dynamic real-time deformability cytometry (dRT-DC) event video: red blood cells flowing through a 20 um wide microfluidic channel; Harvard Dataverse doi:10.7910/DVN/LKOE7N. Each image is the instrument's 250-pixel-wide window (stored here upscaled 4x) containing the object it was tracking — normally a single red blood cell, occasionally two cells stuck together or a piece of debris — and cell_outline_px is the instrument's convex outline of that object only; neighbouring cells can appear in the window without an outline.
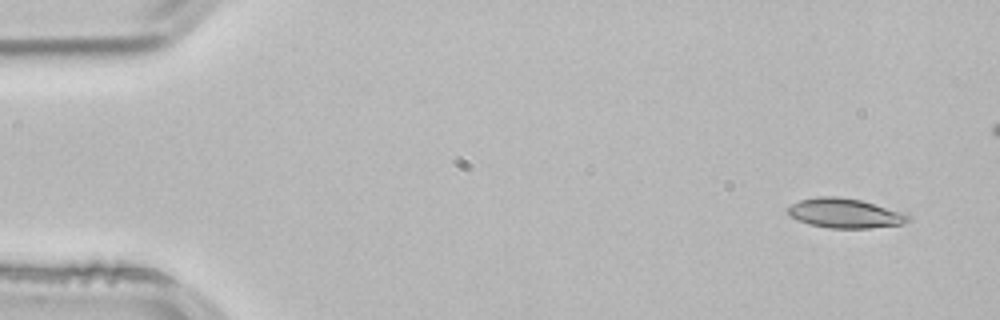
{"species": "common noctule bat (a hibernating species)", "species_latin": "Nyctalus noctula", "temperature_condition": "room temperature", "stored_images_in_passage": 3, "camera_frame_rate_fps": 3000, "um_per_image_px": 0.085, "animal": {"sex": "male", "body_mass_g": 21.5, "forearm_length_mm": 52.0}, "frame": {"image": 1, "passage_image": 3, "time_ms": 0.667, "image_size_px": [1000, 320], "cell_outline_px": [[912, 220], [900, 224], [868, 228], [828, 228], [808, 224], [788, 216], [788, 208], [792, 204], [800, 200], [816, 196], [840, 196], [860, 200], [908, 212], [912, 216]], "centroid_in_image_um": [71.86, 18.12], "position_along_channel_um": 13.1, "area_um2": 21.1}}